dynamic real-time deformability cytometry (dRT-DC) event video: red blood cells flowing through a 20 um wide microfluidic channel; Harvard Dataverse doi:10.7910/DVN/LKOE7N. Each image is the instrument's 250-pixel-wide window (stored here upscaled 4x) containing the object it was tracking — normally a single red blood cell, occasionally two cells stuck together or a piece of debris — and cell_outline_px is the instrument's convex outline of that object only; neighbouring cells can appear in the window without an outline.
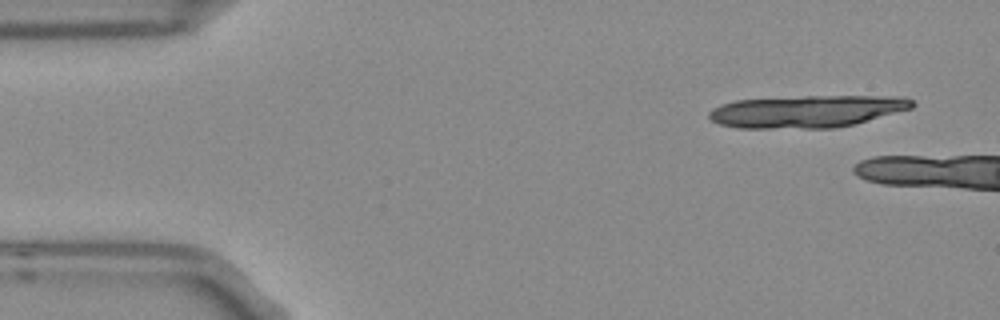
{"species": "Egyptian fruit bat (a non-hibernating species)", "species_latin": "Rousettus aegyptiacus", "temperature_condition": "room temperature", "stored_images_in_passage": 5, "camera_frame_rate_fps": 3000, "um_per_image_px": 0.085, "frame": {"image": 1, "passage_image": 5, "time_ms": 1.333, "image_size_px": [1000, 320], "cell_outline_px": [[916, 104], [912, 108], [856, 124], [836, 128], [736, 128], [720, 124], [712, 120], [708, 116], [708, 112], [712, 108], [720, 104], [736, 100], [804, 96], [900, 96], [912, 100]], "centroid_in_image_um": [68.58, 9.47], "position_along_channel_um": 16.4, "area_um2": 38.44}}